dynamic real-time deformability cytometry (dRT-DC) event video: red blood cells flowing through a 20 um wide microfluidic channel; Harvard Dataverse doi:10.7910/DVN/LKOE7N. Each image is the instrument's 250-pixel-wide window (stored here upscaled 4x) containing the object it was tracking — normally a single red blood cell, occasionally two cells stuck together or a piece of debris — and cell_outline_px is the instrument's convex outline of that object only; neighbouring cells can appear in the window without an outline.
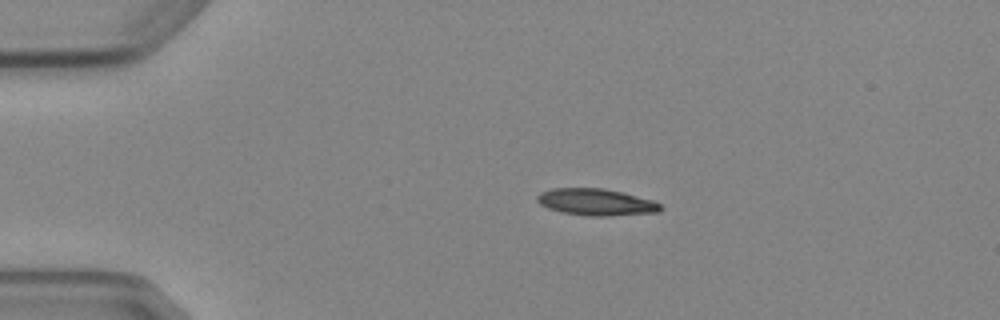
{"species": "Egyptian fruit bat (a non-hibernating species)", "species_latin": "Rousettus aegyptiacus", "temperature_condition": "cold", "stored_images_in_passage": 5, "camera_frame_rate_fps": 3000, "um_per_image_px": 0.085, "animal": {"sex": "female"}, "frame": {"image": 1, "passage_image": 3, "time_ms": 2.333, "image_size_px": [1000, 320], "cell_outline_px": [[664, 208], [660, 212], [604, 216], [588, 216], [560, 212], [548, 208], [540, 204], [536, 200], [536, 196], [540, 192], [552, 188], [604, 188], [652, 200], [660, 204]], "centroid_in_image_um": [50.64, 17.18], "position_along_channel_um": 34.4, "area_um2": 19.25}}
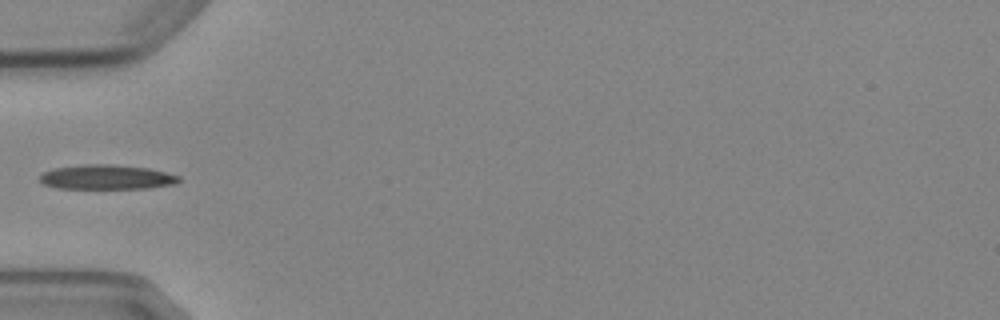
{"frame": {"image": 2, "passage_image": 5, "time_ms": 4.667, "image_size_px": [1000, 320], "cell_outline_px": [[180, 180], [176, 184], [148, 188], [56, 188], [44, 184], [40, 180], [40, 176], [44, 172], [52, 168], [84, 164], [112, 164], [148, 168], [180, 176]], "centroid_in_image_um": [9.06, 15.05], "position_along_channel_um": 75.9, "area_um2": 19.88}}